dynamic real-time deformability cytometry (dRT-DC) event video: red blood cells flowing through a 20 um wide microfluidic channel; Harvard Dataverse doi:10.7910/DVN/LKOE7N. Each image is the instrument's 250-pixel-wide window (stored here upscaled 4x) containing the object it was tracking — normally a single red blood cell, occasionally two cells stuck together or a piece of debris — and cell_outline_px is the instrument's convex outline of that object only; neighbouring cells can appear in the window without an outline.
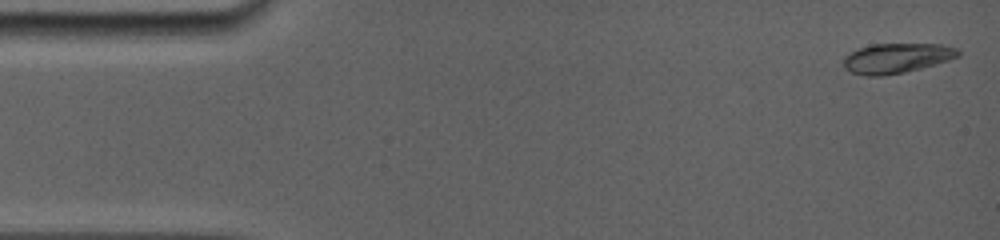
{"species": "common noctule bat (a hibernating species)", "species_latin": "Nyctalus noctula", "temperature_condition": "room temperature", "stored_images_in_passage": 6, "camera_frame_rate_fps": 5000, "um_per_image_px": 0.085, "animal": {"sex": "female", "body_mass_g": 19.0, "forearm_length_mm": 56.7}, "frame": {"image": 1, "passage_image": 1, "time_ms": 0.0, "image_size_px": [1000, 240], "cell_outline_px": [[960, 56], [948, 60], [920, 68], [904, 72], [880, 76], [868, 76], [852, 72], [844, 68], [844, 56], [860, 48], [872, 44], [940, 44], [956, 48], [960, 52]], "centroid_in_image_um": [76.21, 4.94], "position_along_channel_um": 8.8, "area_um2": 19.71}}
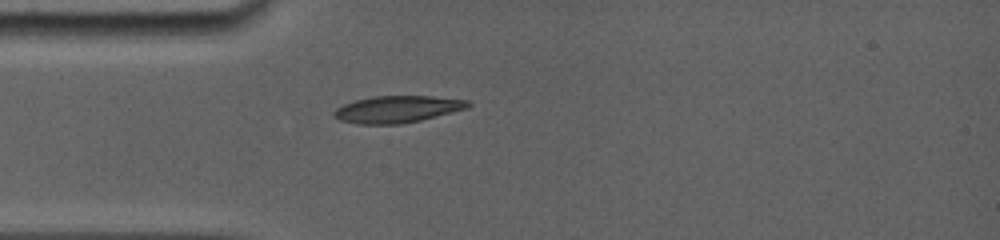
{"frame": {"image": 2, "passage_image": 6, "time_ms": 4.0, "image_size_px": [1000, 240], "cell_outline_px": [[472, 104], [468, 108], [420, 120], [400, 124], [356, 124], [340, 120], [332, 116], [332, 112], [336, 108], [344, 104], [356, 100], [372, 96], [432, 96], [468, 100]], "centroid_in_image_um": [33.75, 9.28], "position_along_channel_um": 51.3, "area_um2": 21.04}}